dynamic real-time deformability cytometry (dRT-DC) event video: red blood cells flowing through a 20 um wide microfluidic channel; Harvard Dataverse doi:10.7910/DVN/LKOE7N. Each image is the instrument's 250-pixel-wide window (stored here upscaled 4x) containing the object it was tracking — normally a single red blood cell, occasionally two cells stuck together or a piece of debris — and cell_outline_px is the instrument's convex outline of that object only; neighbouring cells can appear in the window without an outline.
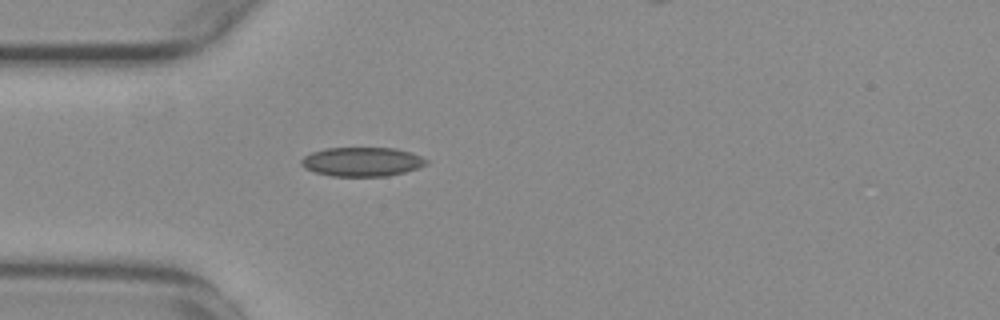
{"species": "common noctule bat (a hibernating species)", "species_latin": "Nyctalus noctula", "temperature_condition": "warm", "stored_images_in_passage": 36, "camera_frame_rate_fps": 3000, "um_per_image_px": 0.085, "animal": {"sex": "female", "body_mass_g": 29.2, "forearm_length_mm": 56.3}, "frame": {"image": 1, "passage_image": 1, "time_ms": 0.0, "image_size_px": [1000, 320], "cell_outline_px": [[428, 164], [404, 172], [388, 176], [332, 176], [316, 172], [304, 168], [300, 164], [300, 160], [304, 156], [312, 152], [324, 148], [396, 148], [420, 156], [428, 160]], "centroid_in_image_um": [30.74, 13.75], "position_along_channel_um": 54.3, "area_um2": 21.15}}
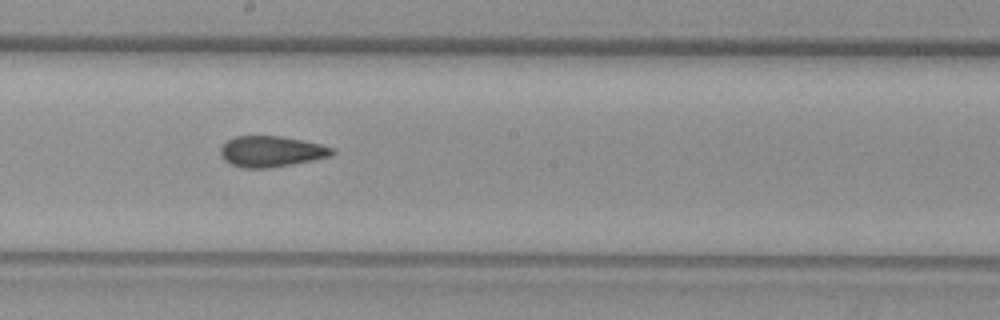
{"frame": {"image": 2, "passage_image": 15, "time_ms": 4.667, "image_size_px": [1000, 320], "cell_outline_px": [[336, 152], [328, 156], [312, 160], [292, 164], [268, 168], [240, 168], [228, 164], [220, 156], [220, 148], [228, 140], [236, 136], [280, 136], [320, 144], [332, 148]], "centroid_in_image_um": [22.99, 12.88], "position_along_channel_um": 225.2, "area_um2": 20.0}}
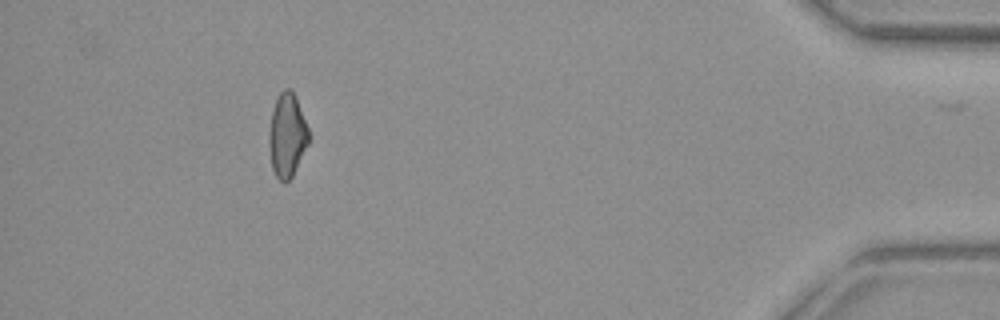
{"frame": {"image": 3, "passage_image": 35, "time_ms": 11.333, "image_size_px": [1000, 320], "cell_outline_px": [[308, 144], [292, 176], [284, 184], [276, 176], [272, 168], [268, 144], [268, 140], [272, 112], [276, 100], [280, 92], [284, 88], [292, 88], [296, 96], [308, 128]], "centroid_in_image_um": [24.4, 11.49], "position_along_channel_um": 410.8, "area_um2": 19.25}, "authors_computed_cell_mechanics": {"area_um2": 20.0855, "velocity_mm_per_s": 3.7672, "shape_relaxation_time_tau1_ms": null, "shape_relaxation_time_tau2_ms": 3.2068, "deformation_change_tau1": null, "deformation_change_tau2": 0.0945}}